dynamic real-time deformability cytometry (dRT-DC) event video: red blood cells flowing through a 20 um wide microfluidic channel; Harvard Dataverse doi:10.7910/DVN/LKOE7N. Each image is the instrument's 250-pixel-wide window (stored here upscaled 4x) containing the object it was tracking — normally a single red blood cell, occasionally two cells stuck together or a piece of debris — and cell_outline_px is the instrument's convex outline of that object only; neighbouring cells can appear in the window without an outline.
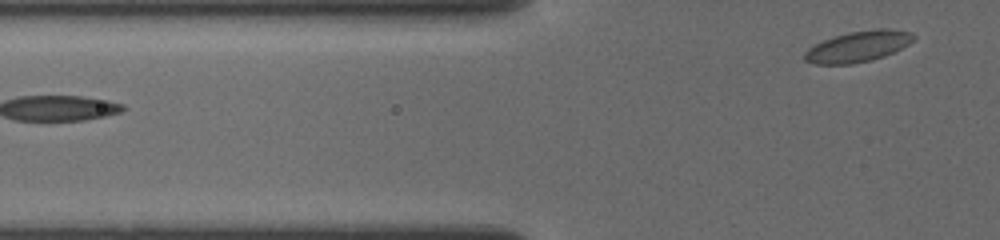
{"species": "common noctule bat (a hibernating species)", "species_latin": "Nyctalus noctula", "temperature_condition": "cold", "stored_images_in_passage": 11, "segment_of_instrument_passage": [2, 2], "camera_frame_rate_fps": 3000, "um_per_image_px": 0.085, "animal": {"sex": "female", "body_mass_g": 19.5, "forearm_length_mm": 54.1}, "frame": {"image": 1, "passage_image": 11, "time_ms": 7.0, "image_size_px": [1000, 240], "cell_outline_px": [[916, 36], [908, 44], [884, 56], [872, 60], [852, 64], [816, 64], [804, 60], [804, 52], [808, 48], [832, 36], [848, 32], [872, 28], [892, 28], [912, 32]], "centroid_in_image_um": [72.94, 3.93], "position_along_channel_um": 52.9, "area_um2": 19.77}}